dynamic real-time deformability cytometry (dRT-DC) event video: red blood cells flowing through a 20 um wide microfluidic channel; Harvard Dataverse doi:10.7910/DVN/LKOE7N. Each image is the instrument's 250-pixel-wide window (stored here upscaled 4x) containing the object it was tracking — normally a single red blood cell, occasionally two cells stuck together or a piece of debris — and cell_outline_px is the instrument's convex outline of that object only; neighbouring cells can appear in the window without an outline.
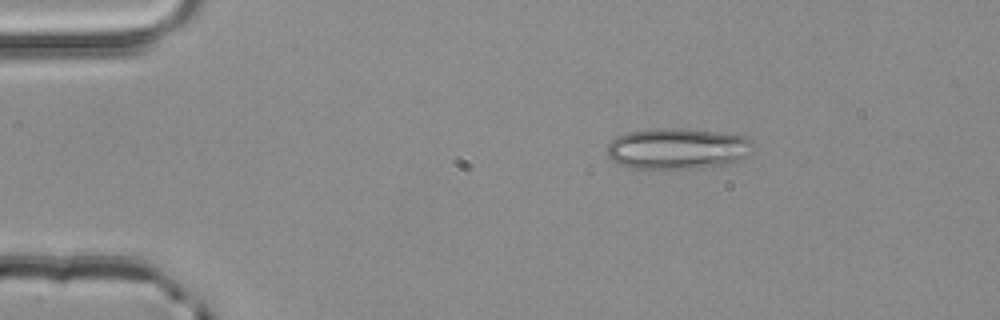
{"species": "common noctule bat (a hibernating species)", "species_latin": "Nyctalus noctula", "temperature_condition": "room temperature", "stored_images_in_passage": 2, "camera_frame_rate_fps": 3000, "um_per_image_px": 0.085, "animal": {"sex": "male", "body_mass_g": 20.4}, "frame": {"image": 1, "passage_image": 1, "time_ms": 0.0, "image_size_px": [1000, 320], "cell_outline_px": [[752, 152], [728, 164], [696, 168], [628, 168], [612, 160], [608, 156], [608, 144], [616, 136], [628, 132], [652, 128], [684, 128], [740, 132], [752, 140]], "centroid_in_image_um": [57.65, 12.59], "position_along_channel_um": 27.4, "area_um2": 35.6}}